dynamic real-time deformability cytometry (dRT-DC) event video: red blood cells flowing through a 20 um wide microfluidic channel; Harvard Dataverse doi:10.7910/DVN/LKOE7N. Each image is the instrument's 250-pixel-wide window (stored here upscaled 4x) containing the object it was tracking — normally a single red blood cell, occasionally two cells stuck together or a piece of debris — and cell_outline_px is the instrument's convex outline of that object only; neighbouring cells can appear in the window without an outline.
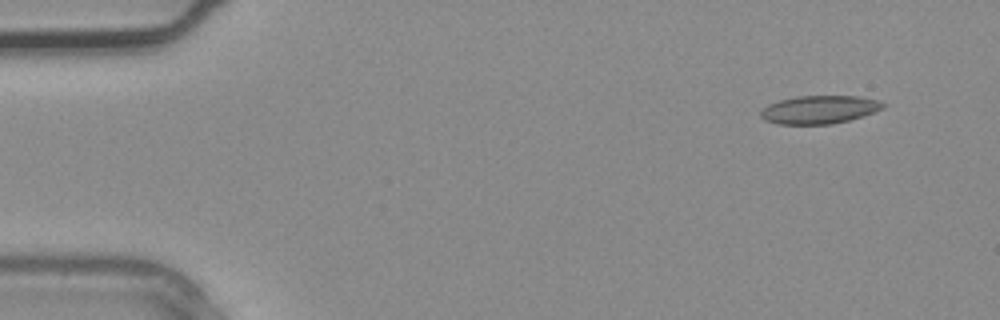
{"species": "common noctule bat (a hibernating species)", "species_latin": "Nyctalus noctula", "temperature_condition": "warm", "stored_images_in_passage": 3, "camera_frame_rate_fps": 3000, "um_per_image_px": 0.085, "animal": {"sex": "male", "body_mass_g": 20.4}, "frame": {"image": 1, "passage_image": 1, "time_ms": 0.0, "image_size_px": [1000, 320], "cell_outline_px": [[888, 104], [884, 108], [848, 120], [832, 124], [776, 124], [764, 120], [760, 116], [760, 112], [768, 104], [780, 100], [796, 96], [856, 96], [880, 100]], "centroid_in_image_um": [69.64, 9.31], "position_along_channel_um": 15.4, "area_um2": 20.06}}